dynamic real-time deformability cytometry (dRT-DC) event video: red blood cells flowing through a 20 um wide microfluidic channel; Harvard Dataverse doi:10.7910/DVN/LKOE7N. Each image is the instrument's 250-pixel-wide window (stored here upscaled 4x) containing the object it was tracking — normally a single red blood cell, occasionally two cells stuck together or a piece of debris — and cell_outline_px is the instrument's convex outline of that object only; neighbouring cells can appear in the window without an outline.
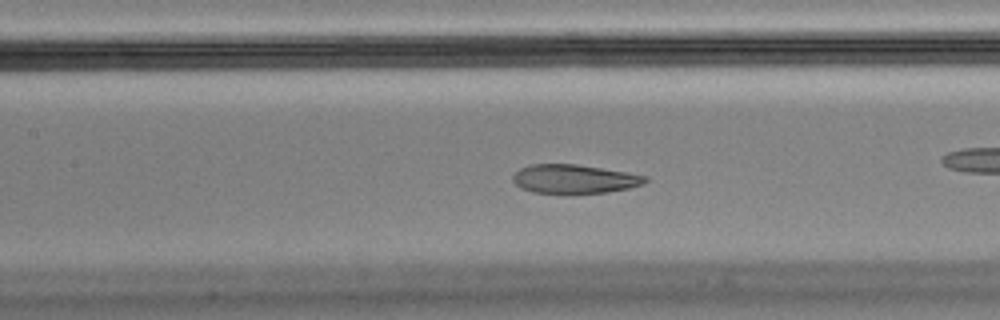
{"species": "Egyptian fruit bat (a non-hibernating species)", "species_latin": "Rousettus aegyptiacus", "temperature_condition": "cold", "stored_images_in_passage": 46, "camera_frame_rate_fps": 3000, "um_per_image_px": 0.085, "animal": {"sex": "male"}, "frame": {"image": 1, "passage_image": 14, "time_ms": 4.333, "image_size_px": [1000, 320], "cell_outline_px": [[648, 180], [644, 184], [628, 188], [604, 192], [568, 196], [564, 196], [532, 192], [520, 188], [512, 180], [512, 176], [520, 168], [532, 164], [576, 164], [648, 176]], "centroid_in_image_um": [48.76, 15.25], "position_along_channel_um": 158.6, "area_um2": 22.89}}